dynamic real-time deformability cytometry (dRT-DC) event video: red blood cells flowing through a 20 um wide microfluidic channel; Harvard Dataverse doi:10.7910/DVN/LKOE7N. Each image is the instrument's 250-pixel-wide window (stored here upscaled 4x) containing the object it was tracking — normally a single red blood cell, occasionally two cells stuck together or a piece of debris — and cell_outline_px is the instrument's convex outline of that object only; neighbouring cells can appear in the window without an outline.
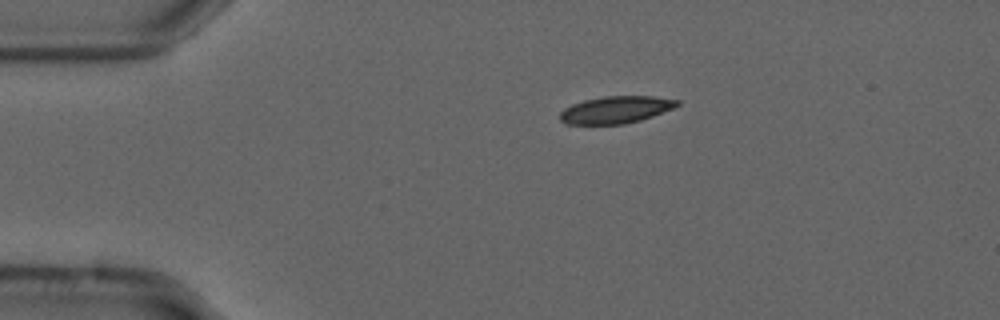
{"species": "common noctule bat (a hibernating species)", "species_latin": "Nyctalus noctula", "temperature_condition": "cold", "stored_images_in_passage": 37, "camera_frame_rate_fps": 3000, "um_per_image_px": 0.085, "animal": {"sex": "male", "forearm_length_mm": 52.5}, "frame": {"image": 1, "passage_image": 1, "time_ms": 0.0, "image_size_px": [1000, 320], "cell_outline_px": [[680, 104], [672, 108], [652, 116], [640, 120], [624, 124], [568, 124], [560, 120], [560, 112], [564, 108], [572, 104], [584, 100], [604, 96], [652, 96], [680, 100]], "centroid_in_image_um": [52.33, 9.32], "position_along_channel_um": 32.7, "area_um2": 18.44}}
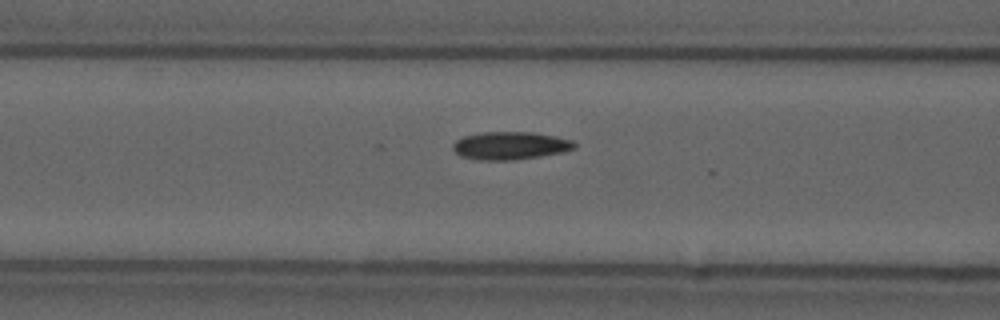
{"frame": {"image": 2, "passage_image": 12, "time_ms": 3.667, "image_size_px": [1000, 320], "cell_outline_px": [[576, 148], [564, 152], [540, 156], [512, 160], [480, 160], [460, 156], [452, 148], [452, 144], [456, 140], [464, 136], [480, 132], [532, 132], [556, 136], [572, 140], [576, 144]], "centroid_in_image_um": [43.37, 12.37], "position_along_channel_um": 123.2, "area_um2": 19.83}}
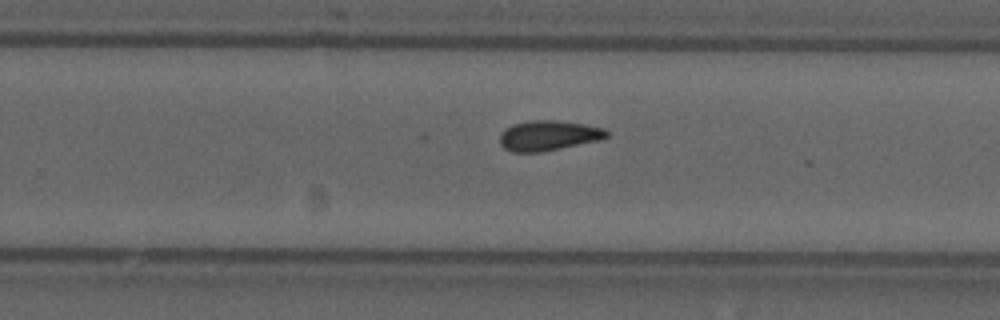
{"frame": {"image": 3, "passage_image": 25, "time_ms": 8.0, "image_size_px": [1000, 320], "cell_outline_px": [[608, 136], [600, 140], [540, 152], [512, 152], [504, 148], [500, 144], [500, 136], [504, 128], [512, 124], [528, 120], [556, 120], [584, 124], [604, 128], [608, 132]], "centroid_in_image_um": [46.59, 11.51], "position_along_channel_um": 283.2, "area_um2": 18.79}, "authors_computed_cell_mechanics": {"area_um2": 18.7272, "velocity_mm_per_s": 3.7006, "shape_relaxation_time_tau1_ms": null, "shape_relaxation_time_tau2_ms": 3.3449, "deformation_change_tau1": null, "deformation_change_tau2": 0.0917}}